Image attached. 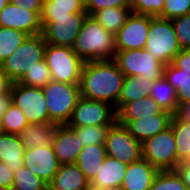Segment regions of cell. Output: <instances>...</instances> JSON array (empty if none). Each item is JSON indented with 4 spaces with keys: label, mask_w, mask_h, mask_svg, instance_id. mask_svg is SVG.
Returning a JSON list of instances; mask_svg holds the SVG:
<instances>
[{
    "label": "cell",
    "mask_w": 190,
    "mask_h": 190,
    "mask_svg": "<svg viewBox=\"0 0 190 190\" xmlns=\"http://www.w3.org/2000/svg\"><path fill=\"white\" fill-rule=\"evenodd\" d=\"M149 27L150 16L131 13L115 34L116 50L145 49Z\"/></svg>",
    "instance_id": "4fadbf2b"
},
{
    "label": "cell",
    "mask_w": 190,
    "mask_h": 190,
    "mask_svg": "<svg viewBox=\"0 0 190 190\" xmlns=\"http://www.w3.org/2000/svg\"><path fill=\"white\" fill-rule=\"evenodd\" d=\"M149 190H187L175 170L159 171Z\"/></svg>",
    "instance_id": "d590c367"
},
{
    "label": "cell",
    "mask_w": 190,
    "mask_h": 190,
    "mask_svg": "<svg viewBox=\"0 0 190 190\" xmlns=\"http://www.w3.org/2000/svg\"><path fill=\"white\" fill-rule=\"evenodd\" d=\"M155 115H172L164 111L150 96L124 104L117 111V120H137Z\"/></svg>",
    "instance_id": "ffe728a7"
},
{
    "label": "cell",
    "mask_w": 190,
    "mask_h": 190,
    "mask_svg": "<svg viewBox=\"0 0 190 190\" xmlns=\"http://www.w3.org/2000/svg\"><path fill=\"white\" fill-rule=\"evenodd\" d=\"M50 81H52L51 72L44 59L37 62L35 66L23 76L19 83L25 86L43 88Z\"/></svg>",
    "instance_id": "e575fe53"
},
{
    "label": "cell",
    "mask_w": 190,
    "mask_h": 190,
    "mask_svg": "<svg viewBox=\"0 0 190 190\" xmlns=\"http://www.w3.org/2000/svg\"><path fill=\"white\" fill-rule=\"evenodd\" d=\"M24 151L19 135L9 133L0 135V161L13 173L24 166Z\"/></svg>",
    "instance_id": "7402d4cb"
},
{
    "label": "cell",
    "mask_w": 190,
    "mask_h": 190,
    "mask_svg": "<svg viewBox=\"0 0 190 190\" xmlns=\"http://www.w3.org/2000/svg\"><path fill=\"white\" fill-rule=\"evenodd\" d=\"M154 81L145 76H125L117 101V111L127 103L150 96Z\"/></svg>",
    "instance_id": "603a6c76"
},
{
    "label": "cell",
    "mask_w": 190,
    "mask_h": 190,
    "mask_svg": "<svg viewBox=\"0 0 190 190\" xmlns=\"http://www.w3.org/2000/svg\"><path fill=\"white\" fill-rule=\"evenodd\" d=\"M176 115L182 120L190 123V102L181 104L178 107Z\"/></svg>",
    "instance_id": "7dc6e473"
},
{
    "label": "cell",
    "mask_w": 190,
    "mask_h": 190,
    "mask_svg": "<svg viewBox=\"0 0 190 190\" xmlns=\"http://www.w3.org/2000/svg\"><path fill=\"white\" fill-rule=\"evenodd\" d=\"M11 104H12V95H11V93L0 95V118L9 109Z\"/></svg>",
    "instance_id": "bcb514c9"
},
{
    "label": "cell",
    "mask_w": 190,
    "mask_h": 190,
    "mask_svg": "<svg viewBox=\"0 0 190 190\" xmlns=\"http://www.w3.org/2000/svg\"><path fill=\"white\" fill-rule=\"evenodd\" d=\"M127 166L117 159L106 156L91 182L104 188L122 186Z\"/></svg>",
    "instance_id": "d4e9b609"
},
{
    "label": "cell",
    "mask_w": 190,
    "mask_h": 190,
    "mask_svg": "<svg viewBox=\"0 0 190 190\" xmlns=\"http://www.w3.org/2000/svg\"><path fill=\"white\" fill-rule=\"evenodd\" d=\"M150 97L153 98L164 111L172 115L177 113L178 103L176 90L164 77L154 81L150 91Z\"/></svg>",
    "instance_id": "f1b7e54d"
},
{
    "label": "cell",
    "mask_w": 190,
    "mask_h": 190,
    "mask_svg": "<svg viewBox=\"0 0 190 190\" xmlns=\"http://www.w3.org/2000/svg\"><path fill=\"white\" fill-rule=\"evenodd\" d=\"M175 67L190 73V49L181 50L171 62Z\"/></svg>",
    "instance_id": "60d3db41"
},
{
    "label": "cell",
    "mask_w": 190,
    "mask_h": 190,
    "mask_svg": "<svg viewBox=\"0 0 190 190\" xmlns=\"http://www.w3.org/2000/svg\"><path fill=\"white\" fill-rule=\"evenodd\" d=\"M170 126L176 140L178 165L190 156V123L175 114L171 118Z\"/></svg>",
    "instance_id": "f546056e"
},
{
    "label": "cell",
    "mask_w": 190,
    "mask_h": 190,
    "mask_svg": "<svg viewBox=\"0 0 190 190\" xmlns=\"http://www.w3.org/2000/svg\"><path fill=\"white\" fill-rule=\"evenodd\" d=\"M59 165L52 145L24 151V166L47 184L52 181Z\"/></svg>",
    "instance_id": "9a60e30c"
},
{
    "label": "cell",
    "mask_w": 190,
    "mask_h": 190,
    "mask_svg": "<svg viewBox=\"0 0 190 190\" xmlns=\"http://www.w3.org/2000/svg\"><path fill=\"white\" fill-rule=\"evenodd\" d=\"M131 13V7H108L94 12L91 16L108 32L115 35Z\"/></svg>",
    "instance_id": "83f0119b"
},
{
    "label": "cell",
    "mask_w": 190,
    "mask_h": 190,
    "mask_svg": "<svg viewBox=\"0 0 190 190\" xmlns=\"http://www.w3.org/2000/svg\"><path fill=\"white\" fill-rule=\"evenodd\" d=\"M79 12H86L81 0H43L40 18L72 17Z\"/></svg>",
    "instance_id": "4316f807"
},
{
    "label": "cell",
    "mask_w": 190,
    "mask_h": 190,
    "mask_svg": "<svg viewBox=\"0 0 190 190\" xmlns=\"http://www.w3.org/2000/svg\"><path fill=\"white\" fill-rule=\"evenodd\" d=\"M10 0H0V11L9 3Z\"/></svg>",
    "instance_id": "681fc988"
},
{
    "label": "cell",
    "mask_w": 190,
    "mask_h": 190,
    "mask_svg": "<svg viewBox=\"0 0 190 190\" xmlns=\"http://www.w3.org/2000/svg\"><path fill=\"white\" fill-rule=\"evenodd\" d=\"M124 76H145L150 80L163 77L165 65L146 49L116 51L113 59Z\"/></svg>",
    "instance_id": "ba28073f"
},
{
    "label": "cell",
    "mask_w": 190,
    "mask_h": 190,
    "mask_svg": "<svg viewBox=\"0 0 190 190\" xmlns=\"http://www.w3.org/2000/svg\"><path fill=\"white\" fill-rule=\"evenodd\" d=\"M145 49L164 65L172 62L175 55L182 50L172 20L150 16Z\"/></svg>",
    "instance_id": "5b68a950"
},
{
    "label": "cell",
    "mask_w": 190,
    "mask_h": 190,
    "mask_svg": "<svg viewBox=\"0 0 190 190\" xmlns=\"http://www.w3.org/2000/svg\"><path fill=\"white\" fill-rule=\"evenodd\" d=\"M104 146L107 156L127 165L142 158L141 142L117 121L109 127Z\"/></svg>",
    "instance_id": "8fae6325"
},
{
    "label": "cell",
    "mask_w": 190,
    "mask_h": 190,
    "mask_svg": "<svg viewBox=\"0 0 190 190\" xmlns=\"http://www.w3.org/2000/svg\"><path fill=\"white\" fill-rule=\"evenodd\" d=\"M173 115H155L137 120H117L128 132L141 143L164 131L170 126Z\"/></svg>",
    "instance_id": "e0dca14e"
},
{
    "label": "cell",
    "mask_w": 190,
    "mask_h": 190,
    "mask_svg": "<svg viewBox=\"0 0 190 190\" xmlns=\"http://www.w3.org/2000/svg\"><path fill=\"white\" fill-rule=\"evenodd\" d=\"M163 77L176 90L178 107L190 102V73L169 63L164 67Z\"/></svg>",
    "instance_id": "484cf974"
},
{
    "label": "cell",
    "mask_w": 190,
    "mask_h": 190,
    "mask_svg": "<svg viewBox=\"0 0 190 190\" xmlns=\"http://www.w3.org/2000/svg\"><path fill=\"white\" fill-rule=\"evenodd\" d=\"M0 27L13 28L28 36L42 34L40 15L10 2L0 11Z\"/></svg>",
    "instance_id": "5bb4252c"
},
{
    "label": "cell",
    "mask_w": 190,
    "mask_h": 190,
    "mask_svg": "<svg viewBox=\"0 0 190 190\" xmlns=\"http://www.w3.org/2000/svg\"><path fill=\"white\" fill-rule=\"evenodd\" d=\"M44 59L51 72L52 80L80 84L84 61L71 47L47 44Z\"/></svg>",
    "instance_id": "8992f818"
},
{
    "label": "cell",
    "mask_w": 190,
    "mask_h": 190,
    "mask_svg": "<svg viewBox=\"0 0 190 190\" xmlns=\"http://www.w3.org/2000/svg\"><path fill=\"white\" fill-rule=\"evenodd\" d=\"M46 42L42 34L28 36L21 45L1 64V70L15 83L32 69L35 64L44 60Z\"/></svg>",
    "instance_id": "3957f363"
},
{
    "label": "cell",
    "mask_w": 190,
    "mask_h": 190,
    "mask_svg": "<svg viewBox=\"0 0 190 190\" xmlns=\"http://www.w3.org/2000/svg\"><path fill=\"white\" fill-rule=\"evenodd\" d=\"M58 163L75 164L83 145L67 125H60L52 143Z\"/></svg>",
    "instance_id": "2e32d148"
},
{
    "label": "cell",
    "mask_w": 190,
    "mask_h": 190,
    "mask_svg": "<svg viewBox=\"0 0 190 190\" xmlns=\"http://www.w3.org/2000/svg\"><path fill=\"white\" fill-rule=\"evenodd\" d=\"M165 0H130L132 13L162 18Z\"/></svg>",
    "instance_id": "8d00e7d4"
},
{
    "label": "cell",
    "mask_w": 190,
    "mask_h": 190,
    "mask_svg": "<svg viewBox=\"0 0 190 190\" xmlns=\"http://www.w3.org/2000/svg\"><path fill=\"white\" fill-rule=\"evenodd\" d=\"M185 161L190 163V156Z\"/></svg>",
    "instance_id": "db71d44e"
},
{
    "label": "cell",
    "mask_w": 190,
    "mask_h": 190,
    "mask_svg": "<svg viewBox=\"0 0 190 190\" xmlns=\"http://www.w3.org/2000/svg\"><path fill=\"white\" fill-rule=\"evenodd\" d=\"M124 78L113 59L84 62L79 84L80 95L89 100L105 101L117 112V101Z\"/></svg>",
    "instance_id": "6da1fadb"
},
{
    "label": "cell",
    "mask_w": 190,
    "mask_h": 190,
    "mask_svg": "<svg viewBox=\"0 0 190 190\" xmlns=\"http://www.w3.org/2000/svg\"><path fill=\"white\" fill-rule=\"evenodd\" d=\"M28 124L23 111L13 103L1 117L3 133L18 135Z\"/></svg>",
    "instance_id": "d6a6232c"
},
{
    "label": "cell",
    "mask_w": 190,
    "mask_h": 190,
    "mask_svg": "<svg viewBox=\"0 0 190 190\" xmlns=\"http://www.w3.org/2000/svg\"><path fill=\"white\" fill-rule=\"evenodd\" d=\"M108 7H130V0H88L85 4L87 15Z\"/></svg>",
    "instance_id": "ab89813d"
},
{
    "label": "cell",
    "mask_w": 190,
    "mask_h": 190,
    "mask_svg": "<svg viewBox=\"0 0 190 190\" xmlns=\"http://www.w3.org/2000/svg\"><path fill=\"white\" fill-rule=\"evenodd\" d=\"M13 81L0 68V95L11 93Z\"/></svg>",
    "instance_id": "f6af8a7d"
},
{
    "label": "cell",
    "mask_w": 190,
    "mask_h": 190,
    "mask_svg": "<svg viewBox=\"0 0 190 190\" xmlns=\"http://www.w3.org/2000/svg\"><path fill=\"white\" fill-rule=\"evenodd\" d=\"M116 121L117 112L111 104L80 97L67 126H112Z\"/></svg>",
    "instance_id": "9c48e42d"
},
{
    "label": "cell",
    "mask_w": 190,
    "mask_h": 190,
    "mask_svg": "<svg viewBox=\"0 0 190 190\" xmlns=\"http://www.w3.org/2000/svg\"><path fill=\"white\" fill-rule=\"evenodd\" d=\"M159 170L147 160L128 164L122 183L123 190H149Z\"/></svg>",
    "instance_id": "ac0fdd59"
},
{
    "label": "cell",
    "mask_w": 190,
    "mask_h": 190,
    "mask_svg": "<svg viewBox=\"0 0 190 190\" xmlns=\"http://www.w3.org/2000/svg\"><path fill=\"white\" fill-rule=\"evenodd\" d=\"M86 16L87 12H79L72 17L40 18L46 44L72 48Z\"/></svg>",
    "instance_id": "30bf717a"
},
{
    "label": "cell",
    "mask_w": 190,
    "mask_h": 190,
    "mask_svg": "<svg viewBox=\"0 0 190 190\" xmlns=\"http://www.w3.org/2000/svg\"><path fill=\"white\" fill-rule=\"evenodd\" d=\"M106 190H123L121 186H116V187H108Z\"/></svg>",
    "instance_id": "f907efd6"
},
{
    "label": "cell",
    "mask_w": 190,
    "mask_h": 190,
    "mask_svg": "<svg viewBox=\"0 0 190 190\" xmlns=\"http://www.w3.org/2000/svg\"><path fill=\"white\" fill-rule=\"evenodd\" d=\"M172 23L181 49H190V13L173 18Z\"/></svg>",
    "instance_id": "74e56055"
},
{
    "label": "cell",
    "mask_w": 190,
    "mask_h": 190,
    "mask_svg": "<svg viewBox=\"0 0 190 190\" xmlns=\"http://www.w3.org/2000/svg\"><path fill=\"white\" fill-rule=\"evenodd\" d=\"M175 171L187 187V190H190V163L181 161L175 168Z\"/></svg>",
    "instance_id": "ee69618b"
},
{
    "label": "cell",
    "mask_w": 190,
    "mask_h": 190,
    "mask_svg": "<svg viewBox=\"0 0 190 190\" xmlns=\"http://www.w3.org/2000/svg\"><path fill=\"white\" fill-rule=\"evenodd\" d=\"M12 189L16 190H47L48 184L25 166L13 173Z\"/></svg>",
    "instance_id": "1f68e13d"
},
{
    "label": "cell",
    "mask_w": 190,
    "mask_h": 190,
    "mask_svg": "<svg viewBox=\"0 0 190 190\" xmlns=\"http://www.w3.org/2000/svg\"><path fill=\"white\" fill-rule=\"evenodd\" d=\"M141 147L142 159L159 171L175 170L177 167V145L171 126L144 140Z\"/></svg>",
    "instance_id": "52a82bcc"
},
{
    "label": "cell",
    "mask_w": 190,
    "mask_h": 190,
    "mask_svg": "<svg viewBox=\"0 0 190 190\" xmlns=\"http://www.w3.org/2000/svg\"><path fill=\"white\" fill-rule=\"evenodd\" d=\"M72 49L84 62L112 60L117 51L115 35L87 15Z\"/></svg>",
    "instance_id": "7a4b0ae2"
},
{
    "label": "cell",
    "mask_w": 190,
    "mask_h": 190,
    "mask_svg": "<svg viewBox=\"0 0 190 190\" xmlns=\"http://www.w3.org/2000/svg\"><path fill=\"white\" fill-rule=\"evenodd\" d=\"M84 190H106V188L101 187L99 185H95L92 182H88V184Z\"/></svg>",
    "instance_id": "c3c4849f"
},
{
    "label": "cell",
    "mask_w": 190,
    "mask_h": 190,
    "mask_svg": "<svg viewBox=\"0 0 190 190\" xmlns=\"http://www.w3.org/2000/svg\"><path fill=\"white\" fill-rule=\"evenodd\" d=\"M27 37L25 32L0 27V64L16 51Z\"/></svg>",
    "instance_id": "4dcf8cb0"
},
{
    "label": "cell",
    "mask_w": 190,
    "mask_h": 190,
    "mask_svg": "<svg viewBox=\"0 0 190 190\" xmlns=\"http://www.w3.org/2000/svg\"><path fill=\"white\" fill-rule=\"evenodd\" d=\"M88 182L76 164H61L47 189L84 190Z\"/></svg>",
    "instance_id": "44dd1931"
},
{
    "label": "cell",
    "mask_w": 190,
    "mask_h": 190,
    "mask_svg": "<svg viewBox=\"0 0 190 190\" xmlns=\"http://www.w3.org/2000/svg\"><path fill=\"white\" fill-rule=\"evenodd\" d=\"M9 2L18 7H24L27 10L36 11L41 15L43 0H10Z\"/></svg>",
    "instance_id": "7bdbcfd3"
},
{
    "label": "cell",
    "mask_w": 190,
    "mask_h": 190,
    "mask_svg": "<svg viewBox=\"0 0 190 190\" xmlns=\"http://www.w3.org/2000/svg\"><path fill=\"white\" fill-rule=\"evenodd\" d=\"M110 126H82L70 127L77 138L80 139L83 147L89 145H104L106 135Z\"/></svg>",
    "instance_id": "836d02e7"
},
{
    "label": "cell",
    "mask_w": 190,
    "mask_h": 190,
    "mask_svg": "<svg viewBox=\"0 0 190 190\" xmlns=\"http://www.w3.org/2000/svg\"><path fill=\"white\" fill-rule=\"evenodd\" d=\"M12 103L19 107L29 124L49 122V113L42 88L13 83Z\"/></svg>",
    "instance_id": "7c38bea8"
},
{
    "label": "cell",
    "mask_w": 190,
    "mask_h": 190,
    "mask_svg": "<svg viewBox=\"0 0 190 190\" xmlns=\"http://www.w3.org/2000/svg\"><path fill=\"white\" fill-rule=\"evenodd\" d=\"M3 133L2 125H1V118H0V135Z\"/></svg>",
    "instance_id": "816d5d0a"
},
{
    "label": "cell",
    "mask_w": 190,
    "mask_h": 190,
    "mask_svg": "<svg viewBox=\"0 0 190 190\" xmlns=\"http://www.w3.org/2000/svg\"><path fill=\"white\" fill-rule=\"evenodd\" d=\"M49 122L67 125L77 101L81 97L79 84L50 81L43 88Z\"/></svg>",
    "instance_id": "277c9868"
},
{
    "label": "cell",
    "mask_w": 190,
    "mask_h": 190,
    "mask_svg": "<svg viewBox=\"0 0 190 190\" xmlns=\"http://www.w3.org/2000/svg\"><path fill=\"white\" fill-rule=\"evenodd\" d=\"M190 13V0H165L162 10V18L172 20L173 18Z\"/></svg>",
    "instance_id": "f35d334b"
},
{
    "label": "cell",
    "mask_w": 190,
    "mask_h": 190,
    "mask_svg": "<svg viewBox=\"0 0 190 190\" xmlns=\"http://www.w3.org/2000/svg\"><path fill=\"white\" fill-rule=\"evenodd\" d=\"M83 3H84V5L88 2V0H81Z\"/></svg>",
    "instance_id": "f5cc1de1"
},
{
    "label": "cell",
    "mask_w": 190,
    "mask_h": 190,
    "mask_svg": "<svg viewBox=\"0 0 190 190\" xmlns=\"http://www.w3.org/2000/svg\"><path fill=\"white\" fill-rule=\"evenodd\" d=\"M14 182L13 172L0 161V190H10Z\"/></svg>",
    "instance_id": "b9f144b4"
},
{
    "label": "cell",
    "mask_w": 190,
    "mask_h": 190,
    "mask_svg": "<svg viewBox=\"0 0 190 190\" xmlns=\"http://www.w3.org/2000/svg\"><path fill=\"white\" fill-rule=\"evenodd\" d=\"M60 124L54 122L28 124L18 135L25 149L52 145Z\"/></svg>",
    "instance_id": "d6986e66"
},
{
    "label": "cell",
    "mask_w": 190,
    "mask_h": 190,
    "mask_svg": "<svg viewBox=\"0 0 190 190\" xmlns=\"http://www.w3.org/2000/svg\"><path fill=\"white\" fill-rule=\"evenodd\" d=\"M106 156L104 145H89L83 147L75 164L83 172L85 178L91 182L97 175Z\"/></svg>",
    "instance_id": "cb8c5ba5"
}]
</instances>
